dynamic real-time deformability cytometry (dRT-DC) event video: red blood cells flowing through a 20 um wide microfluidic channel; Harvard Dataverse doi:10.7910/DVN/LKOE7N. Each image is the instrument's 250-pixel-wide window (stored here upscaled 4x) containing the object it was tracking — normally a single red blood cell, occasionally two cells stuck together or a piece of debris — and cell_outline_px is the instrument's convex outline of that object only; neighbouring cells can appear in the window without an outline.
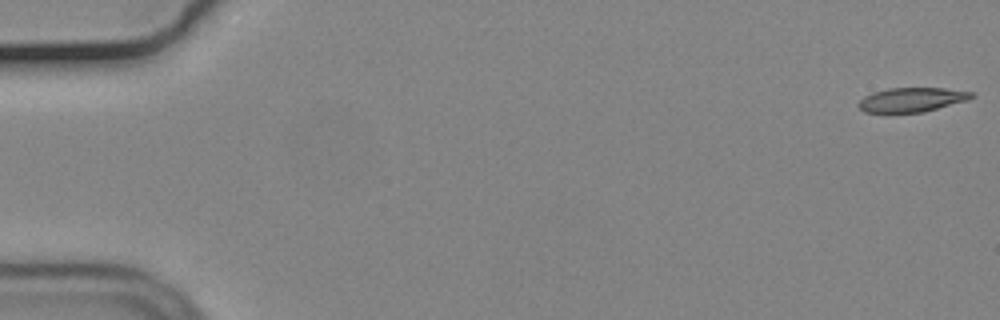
{"species": "common noctule bat (a hibernating species)", "species_latin": "Nyctalus noctula", "temperature_condition": "cold", "stored_images_in_passage": 11, "camera_frame_rate_fps": 3000, "um_per_image_px": 0.085, "animal": {"sex": "male", "body_mass_g": 19.2, "forearm_length_mm": 51.8}, "frame": {"image": 1, "passage_image": 1, "time_ms": 0.0, "image_size_px": [1000, 320], "cell_outline_px": [[976, 96], [968, 100], [924, 112], [864, 112], [856, 104], [864, 96], [872, 92], [888, 88], [944, 88], [976, 92]], "centroid_in_image_um": [77.54, 8.46], "position_along_channel_um": 7.5, "area_um2": 16.13}}